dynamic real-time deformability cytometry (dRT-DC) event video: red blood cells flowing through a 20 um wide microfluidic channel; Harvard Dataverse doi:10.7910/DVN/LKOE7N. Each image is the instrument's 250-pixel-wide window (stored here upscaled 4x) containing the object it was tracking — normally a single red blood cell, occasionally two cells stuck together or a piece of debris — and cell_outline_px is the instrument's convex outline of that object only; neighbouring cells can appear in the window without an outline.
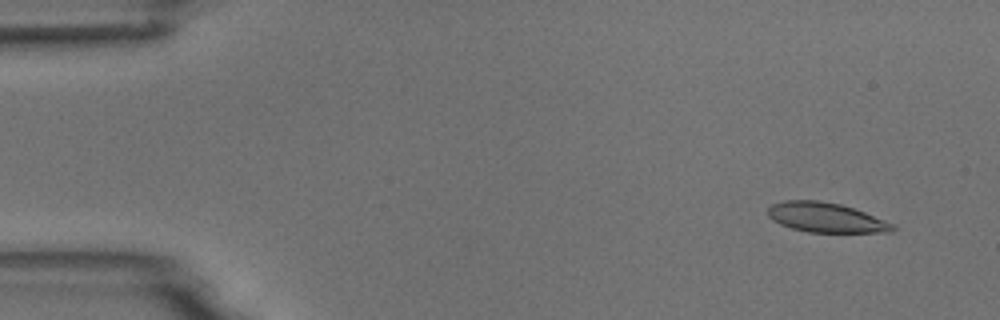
{"species": "common noctule bat (a hibernating species)", "species_latin": "Nyctalus noctula", "temperature_condition": "room temperature", "stored_images_in_passage": 5, "camera_frame_rate_fps": 3000, "um_per_image_px": 0.085, "animal": {"sex": "male", "body_mass_g": 18.8}, "frame": {"image": 1, "passage_image": 2, "time_ms": 1.0, "image_size_px": [1000, 320], "cell_outline_px": [[896, 228], [892, 232], [808, 232], [792, 228], [780, 224], [772, 220], [768, 216], [768, 208], [772, 204], [784, 200], [816, 200], [840, 204], [864, 212], [884, 220], [892, 224]], "centroid_in_image_um": [70.16, 18.49], "position_along_channel_um": 14.8, "area_um2": 21.39}}
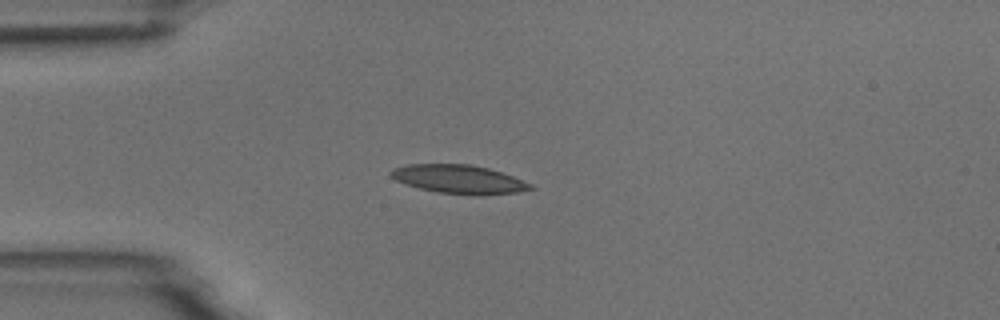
{"frame": {"image": 2, "passage_image": 5, "time_ms": 4.333, "image_size_px": [1000, 320], "cell_outline_px": [[536, 188], [516, 192], [476, 196], [472, 196], [440, 192], [420, 188], [396, 180], [388, 172], [392, 168], [408, 164], [468, 164], [488, 168], [512, 176], [532, 184]], "centroid_in_image_um": [39.01, 15.24], "position_along_channel_um": 46.0, "area_um2": 23.18}}